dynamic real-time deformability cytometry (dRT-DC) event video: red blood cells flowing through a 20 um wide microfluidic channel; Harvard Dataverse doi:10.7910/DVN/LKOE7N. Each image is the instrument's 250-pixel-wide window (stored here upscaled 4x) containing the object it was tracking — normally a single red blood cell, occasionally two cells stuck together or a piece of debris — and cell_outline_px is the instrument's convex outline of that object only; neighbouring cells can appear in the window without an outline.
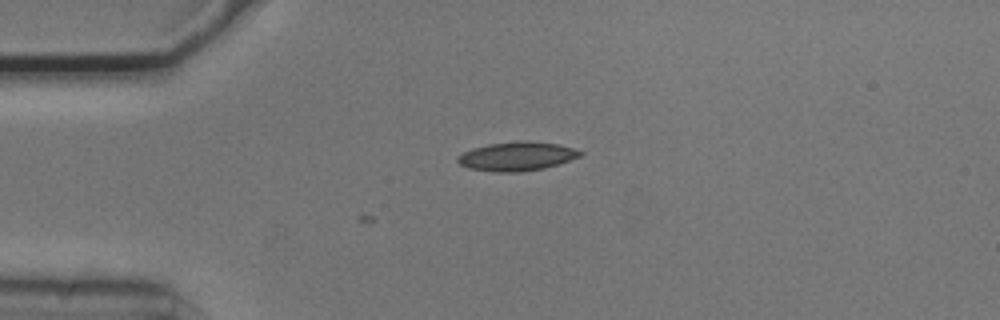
{"species": "common noctule bat (a hibernating species)", "species_latin": "Nyctalus noctula", "temperature_condition": "cold", "stored_images_in_passage": 8, "camera_frame_rate_fps": 3000, "um_per_image_px": 0.085, "animal": {"sex": "male", "body_mass_g": 20.5, "forearm_length_mm": 52.5}, "frame": {"image": 1, "passage_image": 1, "time_ms": 0.0, "image_size_px": [1000, 320], "cell_outline_px": [[584, 152], [580, 156], [544, 168], [520, 172], [492, 172], [468, 168], [460, 164], [456, 160], [456, 156], [472, 148], [488, 144], [516, 140], [528, 140], [556, 144], [572, 148]], "centroid_in_image_um": [43.87, 13.28], "position_along_channel_um": 41.1, "area_um2": 20.69}}